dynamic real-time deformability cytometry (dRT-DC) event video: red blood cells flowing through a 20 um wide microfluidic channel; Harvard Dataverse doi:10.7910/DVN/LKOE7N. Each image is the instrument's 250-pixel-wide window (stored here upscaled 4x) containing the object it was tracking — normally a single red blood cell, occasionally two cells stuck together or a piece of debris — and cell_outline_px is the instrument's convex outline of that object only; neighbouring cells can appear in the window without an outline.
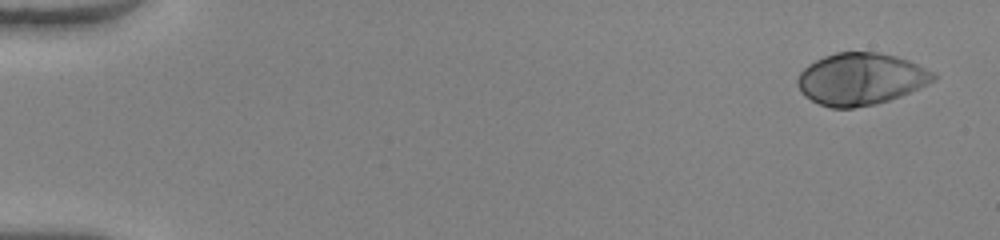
{"species": "human", "species_latin": "Homo sapiens", "temperature_condition": "warm", "stored_images_in_passage": 50, "camera_frame_rate_fps": 3000, "um_per_image_px": 0.085, "donor": {"sex": "female"}, "frame": {"image": 1, "passage_image": 1, "time_ms": 0.0, "image_size_px": [1000, 240], "cell_outline_px": [[936, 80], [900, 96], [876, 104], [852, 108], [832, 108], [820, 104], [804, 96], [800, 92], [796, 84], [796, 80], [800, 72], [808, 64], [824, 56], [836, 52], [876, 52], [896, 56], [908, 60], [936, 72]], "centroid_in_image_um": [73.15, 6.71], "position_along_channel_um": 11.9, "area_um2": 41.27}}
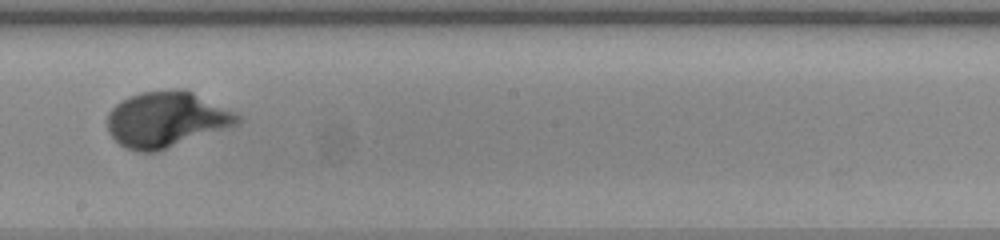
{"frame": {"image": 2, "passage_image": 29, "time_ms": 9.333, "image_size_px": [1000, 240], "cell_outline_px": [[240, 124], [232, 128], [156, 152], [140, 152], [124, 148], [108, 132], [108, 112], [116, 104], [128, 96], [140, 92], [176, 88], [184, 88], [240, 116]], "centroid_in_image_um": [14.14, 10.17], "position_along_channel_um": 234.1, "area_um2": 42.43}}
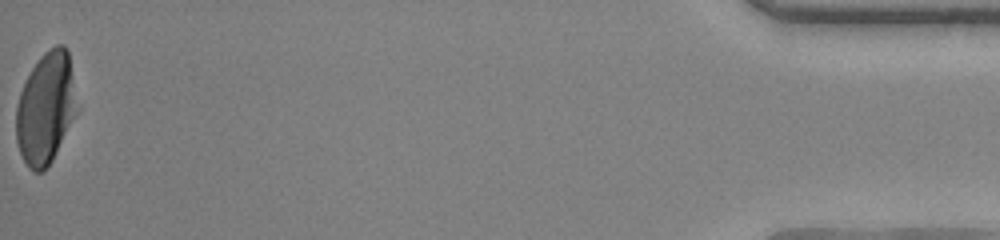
{"frame": {"image": 3, "passage_image": 50, "time_ms": 16.333, "image_size_px": [1000, 240], "cell_outline_px": [[80, 108], [52, 160], [44, 172], [32, 172], [28, 168], [20, 152], [16, 140], [16, 104], [20, 92], [32, 68], [40, 56], [44, 52], [56, 44], [64, 44], [68, 52]], "centroid_in_image_um": [3.91, 9.2], "position_along_channel_um": 431.3, "area_um2": 40.06}, "authors_computed_cell_mechanics": {"area_um2": 40.171, "velocity_mm_per_s": 4.082, "shape_relaxation_time_tau1_ms": 2.6415, "shape_relaxation_time_tau2_ms": null, "deformation_change_tau1": 0.2137, "deformation_change_tau2": null}}